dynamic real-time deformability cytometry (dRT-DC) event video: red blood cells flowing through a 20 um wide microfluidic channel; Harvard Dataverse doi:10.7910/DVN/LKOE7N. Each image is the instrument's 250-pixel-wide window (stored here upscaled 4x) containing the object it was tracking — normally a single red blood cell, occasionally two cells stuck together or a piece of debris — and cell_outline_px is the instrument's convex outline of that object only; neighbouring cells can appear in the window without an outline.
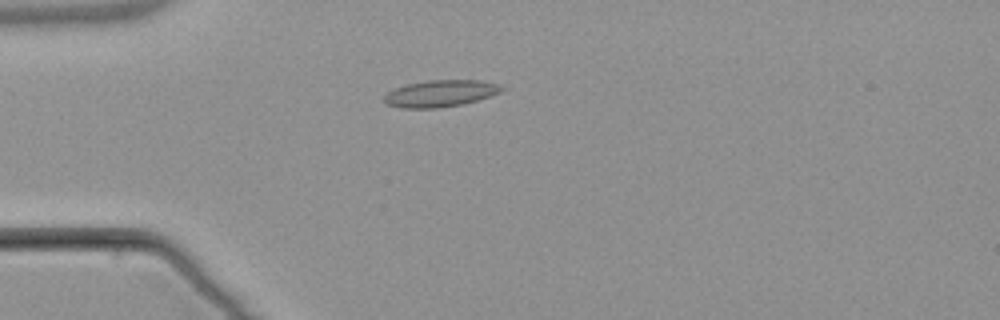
{"species": "common noctule bat (a hibernating species)", "species_latin": "Nyctalus noctula", "temperature_condition": "warm", "stored_images_in_passage": 5, "camera_frame_rate_fps": 3000, "um_per_image_px": 0.085, "animal": {"sex": "male", "body_mass_g": 21.5, "forearm_length_mm": 52.0}, "frame": {"image": 1, "passage_image": 4, "time_ms": 4.667, "image_size_px": [1000, 320], "cell_outline_px": [[508, 88], [500, 92], [464, 104], [440, 108], [400, 108], [388, 104], [380, 100], [388, 92], [396, 88], [408, 84], [428, 80], [480, 80], [496, 84]], "centroid_in_image_um": [37.42, 7.95], "position_along_channel_um": 47.6, "area_um2": 18.32}}